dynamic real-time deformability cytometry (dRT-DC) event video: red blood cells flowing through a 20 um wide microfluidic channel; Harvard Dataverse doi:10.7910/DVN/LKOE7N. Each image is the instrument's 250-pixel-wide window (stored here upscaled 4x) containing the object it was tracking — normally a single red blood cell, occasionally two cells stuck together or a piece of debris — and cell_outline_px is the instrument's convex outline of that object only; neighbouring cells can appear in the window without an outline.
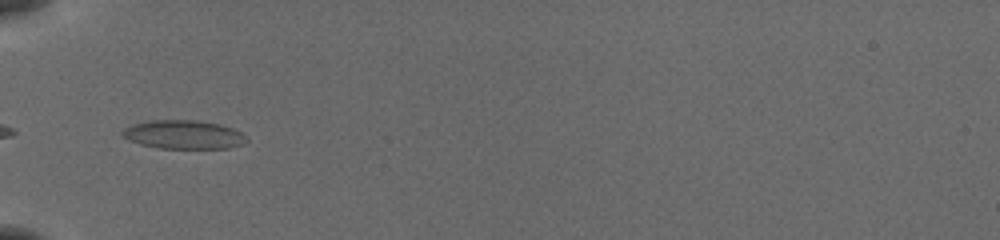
{"species": "common noctule bat (a hibernating species)", "species_latin": "Nyctalus noctula", "temperature_condition": "cold", "stored_images_in_passage": 9, "camera_frame_rate_fps": 3000, "um_per_image_px": 0.085, "animal": {"sex": "female", "body_mass_g": 19.5, "forearm_length_mm": 54.1}, "frame": {"image": 1, "passage_image": 1, "time_ms": 0.0, "image_size_px": [1000, 240], "cell_outline_px": [[248, 140], [244, 144], [228, 148], [160, 148], [140, 144], [120, 136], [120, 132], [124, 128], [132, 124], [152, 120], [196, 120], [220, 124], [232, 128], [240, 132]], "centroid_in_image_um": [15.58, 11.43], "position_along_channel_um": 69.4, "area_um2": 20.75}}
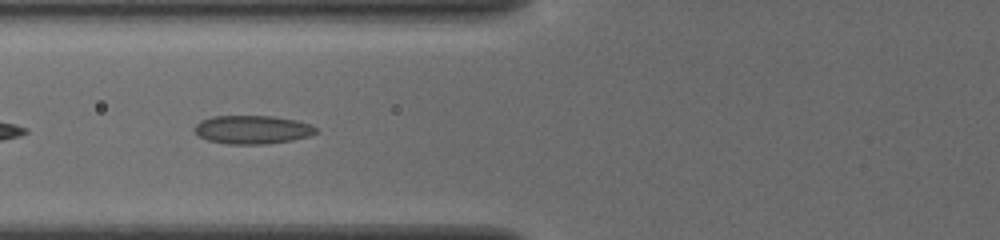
{"frame": {"image": 2, "passage_image": 4, "time_ms": 1.0, "image_size_px": [1000, 240], "cell_outline_px": [[320, 132], [308, 136], [292, 140], [268, 144], [228, 144], [208, 140], [200, 136], [196, 132], [196, 124], [200, 120], [212, 116], [272, 116], [296, 120], [308, 124], [316, 128]], "centroid_in_image_um": [21.47, 11.02], "position_along_channel_um": 104.3, "area_um2": 20.06}}
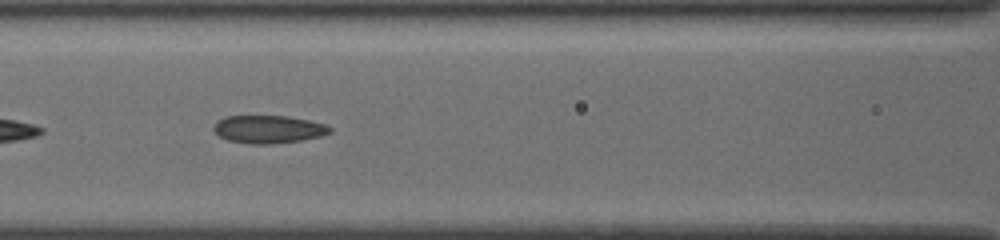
{"frame": {"image": 3, "passage_image": 7, "time_ms": 2.0, "image_size_px": [1000, 240], "cell_outline_px": [[332, 132], [320, 136], [300, 140], [272, 144], [248, 144], [228, 140], [212, 132], [212, 128], [216, 120], [224, 116], [288, 116], [308, 120], [324, 124], [332, 128]], "centroid_in_image_um": [22.76, 10.98], "position_along_channel_um": 143.8, "area_um2": 19.02}}